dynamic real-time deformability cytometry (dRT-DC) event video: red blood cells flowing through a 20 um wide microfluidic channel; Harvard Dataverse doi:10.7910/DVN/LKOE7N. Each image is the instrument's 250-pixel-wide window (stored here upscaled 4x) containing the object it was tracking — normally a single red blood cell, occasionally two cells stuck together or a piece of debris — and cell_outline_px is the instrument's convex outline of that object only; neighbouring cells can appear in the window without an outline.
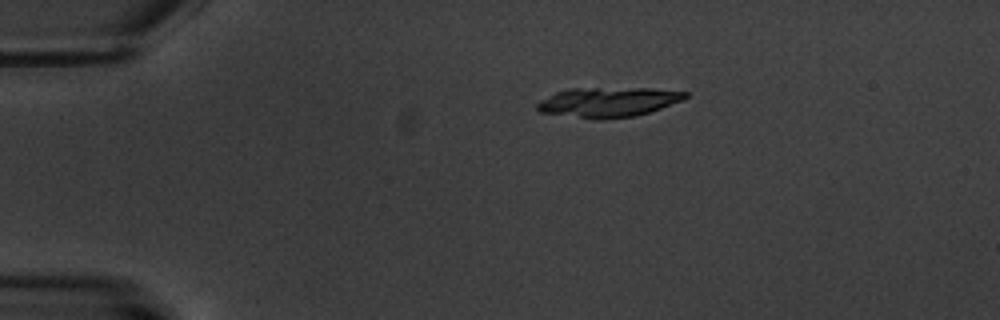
{"species": "common noctule bat (a hibernating species)", "species_latin": "Nyctalus noctula", "temperature_condition": "warm", "stored_images_in_passage": 6, "camera_frame_rate_fps": 3000, "um_per_image_px": 0.085, "animal": {"sex": "male", "body_mass_g": 20.1, "forearm_length_mm": 53.5}, "frame": {"image": 1, "passage_image": 1, "time_ms": 0.0, "image_size_px": [1000, 320], "cell_outline_px": [[688, 96], [680, 100], [660, 108], [636, 116], [604, 120], [596, 120], [540, 112], [536, 108], [536, 104], [540, 100], [556, 92], [568, 88], [652, 88], [688, 92]], "centroid_in_image_um": [51.65, 8.68], "position_along_channel_um": 33.4, "area_um2": 25.78}}